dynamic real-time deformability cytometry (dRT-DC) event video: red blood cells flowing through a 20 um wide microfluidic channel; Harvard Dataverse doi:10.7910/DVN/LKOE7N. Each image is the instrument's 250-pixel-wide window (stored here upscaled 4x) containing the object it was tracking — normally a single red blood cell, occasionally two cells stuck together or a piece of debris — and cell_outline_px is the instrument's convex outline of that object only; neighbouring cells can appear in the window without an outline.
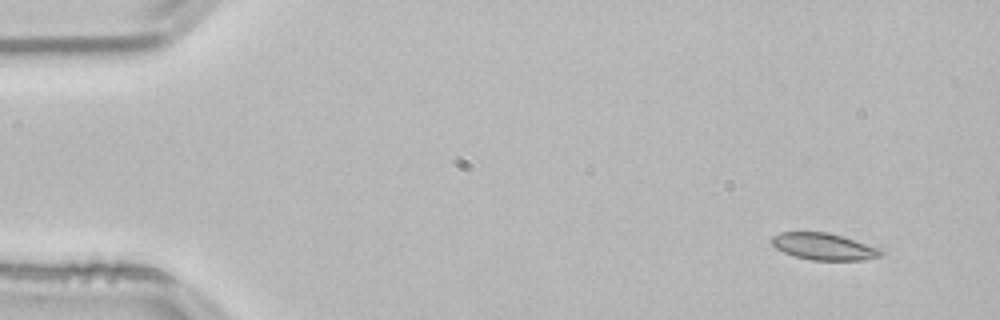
{"species": "common noctule bat (a hibernating species)", "species_latin": "Nyctalus noctula", "temperature_condition": "room temperature", "stored_images_in_passage": 50, "camera_frame_rate_fps": 3000, "um_per_image_px": 0.085, "animal": {"sex": "male", "body_mass_g": 21.5, "forearm_length_mm": 52.0}, "frame": {"image": 1, "passage_image": 1, "time_ms": 0.0, "image_size_px": [1000, 320], "cell_outline_px": [[884, 252], [880, 256], [864, 260], [812, 260], [792, 256], [776, 248], [772, 244], [772, 236], [780, 232], [828, 232], [880, 248]], "centroid_in_image_um": [70.01, 20.96], "position_along_channel_um": 15.0, "area_um2": 16.99}}
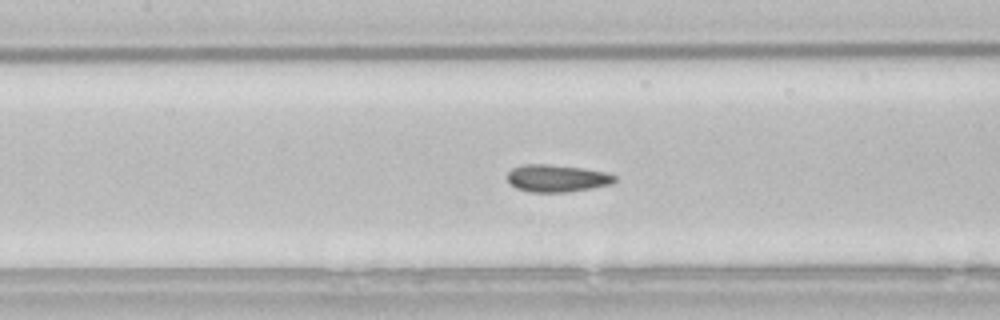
{"frame": {"image": 2, "passage_image": 21, "time_ms": 6.667, "image_size_px": [1000, 320], "cell_outline_px": [[616, 180], [612, 184], [592, 188], [568, 192], [532, 192], [516, 188], [508, 180], [508, 172], [512, 168], [524, 164], [548, 164], [584, 168], [604, 172], [616, 176]], "centroid_in_image_um": [47.35, 15.15], "position_along_channel_um": 160.1, "area_um2": 17.05}}
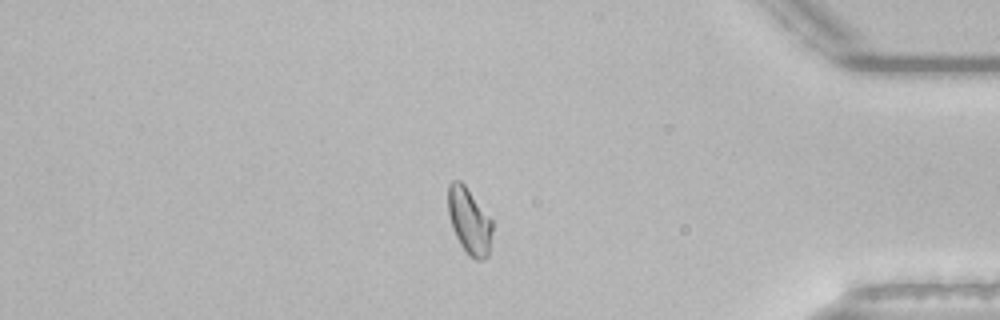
{"frame": {"image": 3, "passage_image": 42, "time_ms": 13.667, "image_size_px": [1000, 320], "cell_outline_px": [[492, 232], [488, 256], [480, 260], [476, 260], [468, 256], [460, 244], [452, 228], [448, 212], [448, 184], [452, 180], [460, 180], [464, 184], [492, 220]], "centroid_in_image_um": [39.87, 18.79], "position_along_channel_um": 395.3, "area_um2": 17.05}, "authors_computed_cell_mechanics": {"area_um2": 17.0221, "velocity_mm_per_s": 3.8137, "shape_relaxation_time_tau1_ms": null, "shape_relaxation_time_tau2_ms": 1.9389, "deformation_change_tau1": null, "deformation_change_tau2": 0.0556}}